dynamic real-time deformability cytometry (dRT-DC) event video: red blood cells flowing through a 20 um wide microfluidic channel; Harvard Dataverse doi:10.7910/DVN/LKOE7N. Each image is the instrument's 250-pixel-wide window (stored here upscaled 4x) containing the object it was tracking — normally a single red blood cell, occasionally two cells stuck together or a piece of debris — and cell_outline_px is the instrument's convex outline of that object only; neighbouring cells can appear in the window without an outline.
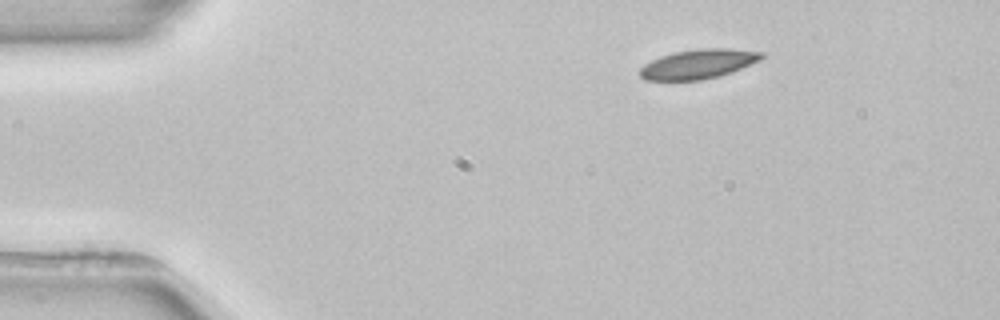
{"species": "common noctule bat (a hibernating species)", "species_latin": "Nyctalus noctula", "temperature_condition": "room temperature", "stored_images_in_passage": 3, "segment_of_instrument_passage": [2, 2], "camera_frame_rate_fps": 3000, "um_per_image_px": 0.085, "animal": {"sex": "female", "body_mass_g": 22.7, "forearm_length_mm": 54.2}, "frame": {"image": 1, "passage_image": 3, "time_ms": 3.0, "image_size_px": [1000, 320], "cell_outline_px": [[764, 56], [760, 60], [732, 72], [700, 80], [644, 80], [640, 76], [640, 68], [644, 64], [660, 56], [676, 52], [700, 48], [732, 48], [764, 52]], "centroid_in_image_um": [59.37, 5.43], "position_along_channel_um": 25.6, "area_um2": 20.81}}